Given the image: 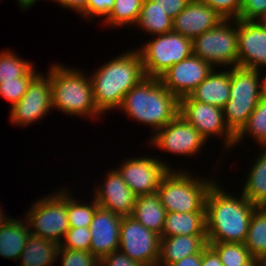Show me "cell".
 I'll list each match as a JSON object with an SVG mask.
<instances>
[{
    "mask_svg": "<svg viewBox=\"0 0 266 266\" xmlns=\"http://www.w3.org/2000/svg\"><path fill=\"white\" fill-rule=\"evenodd\" d=\"M257 208L242 194L233 197L215 182L205 200L207 242L244 243Z\"/></svg>",
    "mask_w": 266,
    "mask_h": 266,
    "instance_id": "cell-1",
    "label": "cell"
},
{
    "mask_svg": "<svg viewBox=\"0 0 266 266\" xmlns=\"http://www.w3.org/2000/svg\"><path fill=\"white\" fill-rule=\"evenodd\" d=\"M144 78L146 74L137 49L104 63L90 76L97 109L102 114L119 109L125 94Z\"/></svg>",
    "mask_w": 266,
    "mask_h": 266,
    "instance_id": "cell-2",
    "label": "cell"
},
{
    "mask_svg": "<svg viewBox=\"0 0 266 266\" xmlns=\"http://www.w3.org/2000/svg\"><path fill=\"white\" fill-rule=\"evenodd\" d=\"M119 110L156 132L179 114V99L159 78L146 77L125 94Z\"/></svg>",
    "mask_w": 266,
    "mask_h": 266,
    "instance_id": "cell-3",
    "label": "cell"
},
{
    "mask_svg": "<svg viewBox=\"0 0 266 266\" xmlns=\"http://www.w3.org/2000/svg\"><path fill=\"white\" fill-rule=\"evenodd\" d=\"M46 75L50 77L52 108L72 116L100 118L90 76L84 71L55 63Z\"/></svg>",
    "mask_w": 266,
    "mask_h": 266,
    "instance_id": "cell-4",
    "label": "cell"
},
{
    "mask_svg": "<svg viewBox=\"0 0 266 266\" xmlns=\"http://www.w3.org/2000/svg\"><path fill=\"white\" fill-rule=\"evenodd\" d=\"M190 174L172 169L162 177L157 193L167 213L206 212V196L216 181Z\"/></svg>",
    "mask_w": 266,
    "mask_h": 266,
    "instance_id": "cell-5",
    "label": "cell"
},
{
    "mask_svg": "<svg viewBox=\"0 0 266 266\" xmlns=\"http://www.w3.org/2000/svg\"><path fill=\"white\" fill-rule=\"evenodd\" d=\"M261 71L234 66L230 68V99L223 109L227 128L236 136L261 99Z\"/></svg>",
    "mask_w": 266,
    "mask_h": 266,
    "instance_id": "cell-6",
    "label": "cell"
},
{
    "mask_svg": "<svg viewBox=\"0 0 266 266\" xmlns=\"http://www.w3.org/2000/svg\"><path fill=\"white\" fill-rule=\"evenodd\" d=\"M24 216L31 230L30 234L60 245L62 237H65L69 229L65 187L54 195L51 193V195L37 199Z\"/></svg>",
    "mask_w": 266,
    "mask_h": 266,
    "instance_id": "cell-7",
    "label": "cell"
},
{
    "mask_svg": "<svg viewBox=\"0 0 266 266\" xmlns=\"http://www.w3.org/2000/svg\"><path fill=\"white\" fill-rule=\"evenodd\" d=\"M192 48L194 55L213 68L238 66L237 20H222L214 28L194 38Z\"/></svg>",
    "mask_w": 266,
    "mask_h": 266,
    "instance_id": "cell-8",
    "label": "cell"
},
{
    "mask_svg": "<svg viewBox=\"0 0 266 266\" xmlns=\"http://www.w3.org/2000/svg\"><path fill=\"white\" fill-rule=\"evenodd\" d=\"M137 49L146 77L159 78L172 65L193 54L192 40L177 32L155 35Z\"/></svg>",
    "mask_w": 266,
    "mask_h": 266,
    "instance_id": "cell-9",
    "label": "cell"
},
{
    "mask_svg": "<svg viewBox=\"0 0 266 266\" xmlns=\"http://www.w3.org/2000/svg\"><path fill=\"white\" fill-rule=\"evenodd\" d=\"M161 236L148 230L131 216H123L119 250L144 266H157Z\"/></svg>",
    "mask_w": 266,
    "mask_h": 266,
    "instance_id": "cell-10",
    "label": "cell"
},
{
    "mask_svg": "<svg viewBox=\"0 0 266 266\" xmlns=\"http://www.w3.org/2000/svg\"><path fill=\"white\" fill-rule=\"evenodd\" d=\"M179 114L205 139L212 135L224 139V149L234 147L235 136L227 128L223 109L207 103L192 100L189 96L179 99Z\"/></svg>",
    "mask_w": 266,
    "mask_h": 266,
    "instance_id": "cell-11",
    "label": "cell"
},
{
    "mask_svg": "<svg viewBox=\"0 0 266 266\" xmlns=\"http://www.w3.org/2000/svg\"><path fill=\"white\" fill-rule=\"evenodd\" d=\"M152 147L168 153L195 156L206 144V139L180 114L151 136Z\"/></svg>",
    "mask_w": 266,
    "mask_h": 266,
    "instance_id": "cell-12",
    "label": "cell"
},
{
    "mask_svg": "<svg viewBox=\"0 0 266 266\" xmlns=\"http://www.w3.org/2000/svg\"><path fill=\"white\" fill-rule=\"evenodd\" d=\"M115 169L136 196L157 193L162 177L172 170L159 158L144 156L128 158Z\"/></svg>",
    "mask_w": 266,
    "mask_h": 266,
    "instance_id": "cell-13",
    "label": "cell"
},
{
    "mask_svg": "<svg viewBox=\"0 0 266 266\" xmlns=\"http://www.w3.org/2000/svg\"><path fill=\"white\" fill-rule=\"evenodd\" d=\"M52 109L50 77L39 74L29 85L24 96L11 107V123L28 126L42 120Z\"/></svg>",
    "mask_w": 266,
    "mask_h": 266,
    "instance_id": "cell-14",
    "label": "cell"
},
{
    "mask_svg": "<svg viewBox=\"0 0 266 266\" xmlns=\"http://www.w3.org/2000/svg\"><path fill=\"white\" fill-rule=\"evenodd\" d=\"M213 69L208 62L192 54L172 65L159 80L166 89L181 99L189 96Z\"/></svg>",
    "mask_w": 266,
    "mask_h": 266,
    "instance_id": "cell-15",
    "label": "cell"
},
{
    "mask_svg": "<svg viewBox=\"0 0 266 266\" xmlns=\"http://www.w3.org/2000/svg\"><path fill=\"white\" fill-rule=\"evenodd\" d=\"M238 66L266 67V25L262 21L237 19Z\"/></svg>",
    "mask_w": 266,
    "mask_h": 266,
    "instance_id": "cell-16",
    "label": "cell"
},
{
    "mask_svg": "<svg viewBox=\"0 0 266 266\" xmlns=\"http://www.w3.org/2000/svg\"><path fill=\"white\" fill-rule=\"evenodd\" d=\"M122 216L97 207L90 224L91 244L89 251L101 260L109 253L119 250Z\"/></svg>",
    "mask_w": 266,
    "mask_h": 266,
    "instance_id": "cell-17",
    "label": "cell"
},
{
    "mask_svg": "<svg viewBox=\"0 0 266 266\" xmlns=\"http://www.w3.org/2000/svg\"><path fill=\"white\" fill-rule=\"evenodd\" d=\"M104 185L94 191V199L104 209L120 216H131L137 196L127 186L116 169L108 172Z\"/></svg>",
    "mask_w": 266,
    "mask_h": 266,
    "instance_id": "cell-18",
    "label": "cell"
},
{
    "mask_svg": "<svg viewBox=\"0 0 266 266\" xmlns=\"http://www.w3.org/2000/svg\"><path fill=\"white\" fill-rule=\"evenodd\" d=\"M224 20L215 10L198 0H191L172 20V31L193 40Z\"/></svg>",
    "mask_w": 266,
    "mask_h": 266,
    "instance_id": "cell-19",
    "label": "cell"
},
{
    "mask_svg": "<svg viewBox=\"0 0 266 266\" xmlns=\"http://www.w3.org/2000/svg\"><path fill=\"white\" fill-rule=\"evenodd\" d=\"M207 245V235L161 237L157 266H169L184 257L202 254Z\"/></svg>",
    "mask_w": 266,
    "mask_h": 266,
    "instance_id": "cell-20",
    "label": "cell"
},
{
    "mask_svg": "<svg viewBox=\"0 0 266 266\" xmlns=\"http://www.w3.org/2000/svg\"><path fill=\"white\" fill-rule=\"evenodd\" d=\"M212 72L190 93L189 97L202 103L223 108L230 99V68Z\"/></svg>",
    "mask_w": 266,
    "mask_h": 266,
    "instance_id": "cell-21",
    "label": "cell"
},
{
    "mask_svg": "<svg viewBox=\"0 0 266 266\" xmlns=\"http://www.w3.org/2000/svg\"><path fill=\"white\" fill-rule=\"evenodd\" d=\"M167 211L158 193L137 196L131 217L161 236Z\"/></svg>",
    "mask_w": 266,
    "mask_h": 266,
    "instance_id": "cell-22",
    "label": "cell"
},
{
    "mask_svg": "<svg viewBox=\"0 0 266 266\" xmlns=\"http://www.w3.org/2000/svg\"><path fill=\"white\" fill-rule=\"evenodd\" d=\"M179 235H207L206 212L167 213L161 237Z\"/></svg>",
    "mask_w": 266,
    "mask_h": 266,
    "instance_id": "cell-23",
    "label": "cell"
},
{
    "mask_svg": "<svg viewBox=\"0 0 266 266\" xmlns=\"http://www.w3.org/2000/svg\"><path fill=\"white\" fill-rule=\"evenodd\" d=\"M29 235L27 221L12 218L0 229V256L5 259L19 260Z\"/></svg>",
    "mask_w": 266,
    "mask_h": 266,
    "instance_id": "cell-24",
    "label": "cell"
},
{
    "mask_svg": "<svg viewBox=\"0 0 266 266\" xmlns=\"http://www.w3.org/2000/svg\"><path fill=\"white\" fill-rule=\"evenodd\" d=\"M60 245L30 234L19 261L21 266H52L58 260ZM21 259V260H20Z\"/></svg>",
    "mask_w": 266,
    "mask_h": 266,
    "instance_id": "cell-25",
    "label": "cell"
},
{
    "mask_svg": "<svg viewBox=\"0 0 266 266\" xmlns=\"http://www.w3.org/2000/svg\"><path fill=\"white\" fill-rule=\"evenodd\" d=\"M252 164L242 195L256 207H266V147Z\"/></svg>",
    "mask_w": 266,
    "mask_h": 266,
    "instance_id": "cell-26",
    "label": "cell"
},
{
    "mask_svg": "<svg viewBox=\"0 0 266 266\" xmlns=\"http://www.w3.org/2000/svg\"><path fill=\"white\" fill-rule=\"evenodd\" d=\"M172 20L153 0H144L135 25L154 37V35L171 32Z\"/></svg>",
    "mask_w": 266,
    "mask_h": 266,
    "instance_id": "cell-27",
    "label": "cell"
},
{
    "mask_svg": "<svg viewBox=\"0 0 266 266\" xmlns=\"http://www.w3.org/2000/svg\"><path fill=\"white\" fill-rule=\"evenodd\" d=\"M244 244L253 258L261 261L266 256V207L253 212Z\"/></svg>",
    "mask_w": 266,
    "mask_h": 266,
    "instance_id": "cell-28",
    "label": "cell"
},
{
    "mask_svg": "<svg viewBox=\"0 0 266 266\" xmlns=\"http://www.w3.org/2000/svg\"><path fill=\"white\" fill-rule=\"evenodd\" d=\"M248 134L262 147H266V99H260L242 130L235 136L234 147Z\"/></svg>",
    "mask_w": 266,
    "mask_h": 266,
    "instance_id": "cell-29",
    "label": "cell"
},
{
    "mask_svg": "<svg viewBox=\"0 0 266 266\" xmlns=\"http://www.w3.org/2000/svg\"><path fill=\"white\" fill-rule=\"evenodd\" d=\"M144 0H114V5L104 19L107 26L125 27L135 25L141 12Z\"/></svg>",
    "mask_w": 266,
    "mask_h": 266,
    "instance_id": "cell-30",
    "label": "cell"
},
{
    "mask_svg": "<svg viewBox=\"0 0 266 266\" xmlns=\"http://www.w3.org/2000/svg\"><path fill=\"white\" fill-rule=\"evenodd\" d=\"M71 192L67 189V214L69 228L90 227L95 211L99 206L94 197L91 203H82L73 198Z\"/></svg>",
    "mask_w": 266,
    "mask_h": 266,
    "instance_id": "cell-31",
    "label": "cell"
},
{
    "mask_svg": "<svg viewBox=\"0 0 266 266\" xmlns=\"http://www.w3.org/2000/svg\"><path fill=\"white\" fill-rule=\"evenodd\" d=\"M218 254L223 266L247 264L253 257L244 243L207 242Z\"/></svg>",
    "mask_w": 266,
    "mask_h": 266,
    "instance_id": "cell-32",
    "label": "cell"
},
{
    "mask_svg": "<svg viewBox=\"0 0 266 266\" xmlns=\"http://www.w3.org/2000/svg\"><path fill=\"white\" fill-rule=\"evenodd\" d=\"M33 63L21 59L9 50L0 52V83L25 76L32 68Z\"/></svg>",
    "mask_w": 266,
    "mask_h": 266,
    "instance_id": "cell-33",
    "label": "cell"
},
{
    "mask_svg": "<svg viewBox=\"0 0 266 266\" xmlns=\"http://www.w3.org/2000/svg\"><path fill=\"white\" fill-rule=\"evenodd\" d=\"M34 67L23 77L14 80L2 81L0 83V96L10 102L12 107L26 93L30 83L39 75Z\"/></svg>",
    "mask_w": 266,
    "mask_h": 266,
    "instance_id": "cell-34",
    "label": "cell"
},
{
    "mask_svg": "<svg viewBox=\"0 0 266 266\" xmlns=\"http://www.w3.org/2000/svg\"><path fill=\"white\" fill-rule=\"evenodd\" d=\"M64 239L60 248L89 251L91 244L90 227L69 228Z\"/></svg>",
    "mask_w": 266,
    "mask_h": 266,
    "instance_id": "cell-35",
    "label": "cell"
},
{
    "mask_svg": "<svg viewBox=\"0 0 266 266\" xmlns=\"http://www.w3.org/2000/svg\"><path fill=\"white\" fill-rule=\"evenodd\" d=\"M59 258H62V266H93L98 261L90 251L65 248H59L57 259Z\"/></svg>",
    "mask_w": 266,
    "mask_h": 266,
    "instance_id": "cell-36",
    "label": "cell"
},
{
    "mask_svg": "<svg viewBox=\"0 0 266 266\" xmlns=\"http://www.w3.org/2000/svg\"><path fill=\"white\" fill-rule=\"evenodd\" d=\"M215 10L224 20L240 18L241 0H198Z\"/></svg>",
    "mask_w": 266,
    "mask_h": 266,
    "instance_id": "cell-37",
    "label": "cell"
},
{
    "mask_svg": "<svg viewBox=\"0 0 266 266\" xmlns=\"http://www.w3.org/2000/svg\"><path fill=\"white\" fill-rule=\"evenodd\" d=\"M266 16V0H241L240 18L245 21H262Z\"/></svg>",
    "mask_w": 266,
    "mask_h": 266,
    "instance_id": "cell-38",
    "label": "cell"
},
{
    "mask_svg": "<svg viewBox=\"0 0 266 266\" xmlns=\"http://www.w3.org/2000/svg\"><path fill=\"white\" fill-rule=\"evenodd\" d=\"M114 5V0H87L86 9L80 14L81 16L91 19L94 16L105 18L108 16Z\"/></svg>",
    "mask_w": 266,
    "mask_h": 266,
    "instance_id": "cell-39",
    "label": "cell"
},
{
    "mask_svg": "<svg viewBox=\"0 0 266 266\" xmlns=\"http://www.w3.org/2000/svg\"><path fill=\"white\" fill-rule=\"evenodd\" d=\"M101 261L105 266H144L142 263L130 259L120 250L109 253L104 256Z\"/></svg>",
    "mask_w": 266,
    "mask_h": 266,
    "instance_id": "cell-40",
    "label": "cell"
},
{
    "mask_svg": "<svg viewBox=\"0 0 266 266\" xmlns=\"http://www.w3.org/2000/svg\"><path fill=\"white\" fill-rule=\"evenodd\" d=\"M172 19L178 16L191 0H153Z\"/></svg>",
    "mask_w": 266,
    "mask_h": 266,
    "instance_id": "cell-41",
    "label": "cell"
},
{
    "mask_svg": "<svg viewBox=\"0 0 266 266\" xmlns=\"http://www.w3.org/2000/svg\"><path fill=\"white\" fill-rule=\"evenodd\" d=\"M201 266H223L220 257L209 244L202 250Z\"/></svg>",
    "mask_w": 266,
    "mask_h": 266,
    "instance_id": "cell-42",
    "label": "cell"
},
{
    "mask_svg": "<svg viewBox=\"0 0 266 266\" xmlns=\"http://www.w3.org/2000/svg\"><path fill=\"white\" fill-rule=\"evenodd\" d=\"M55 3H59L63 8L72 9L80 14L86 9L87 0H53Z\"/></svg>",
    "mask_w": 266,
    "mask_h": 266,
    "instance_id": "cell-43",
    "label": "cell"
},
{
    "mask_svg": "<svg viewBox=\"0 0 266 266\" xmlns=\"http://www.w3.org/2000/svg\"><path fill=\"white\" fill-rule=\"evenodd\" d=\"M169 266H201V254H193L182 258Z\"/></svg>",
    "mask_w": 266,
    "mask_h": 266,
    "instance_id": "cell-44",
    "label": "cell"
},
{
    "mask_svg": "<svg viewBox=\"0 0 266 266\" xmlns=\"http://www.w3.org/2000/svg\"><path fill=\"white\" fill-rule=\"evenodd\" d=\"M38 0H18L19 7L21 9L26 10L32 7L34 3H36Z\"/></svg>",
    "mask_w": 266,
    "mask_h": 266,
    "instance_id": "cell-45",
    "label": "cell"
},
{
    "mask_svg": "<svg viewBox=\"0 0 266 266\" xmlns=\"http://www.w3.org/2000/svg\"><path fill=\"white\" fill-rule=\"evenodd\" d=\"M262 82H260L261 98L266 99V74H263Z\"/></svg>",
    "mask_w": 266,
    "mask_h": 266,
    "instance_id": "cell-46",
    "label": "cell"
},
{
    "mask_svg": "<svg viewBox=\"0 0 266 266\" xmlns=\"http://www.w3.org/2000/svg\"><path fill=\"white\" fill-rule=\"evenodd\" d=\"M13 217H7L4 215V211L0 207V229L7 224Z\"/></svg>",
    "mask_w": 266,
    "mask_h": 266,
    "instance_id": "cell-47",
    "label": "cell"
},
{
    "mask_svg": "<svg viewBox=\"0 0 266 266\" xmlns=\"http://www.w3.org/2000/svg\"><path fill=\"white\" fill-rule=\"evenodd\" d=\"M240 266H260V260L256 258H252L247 264L240 265Z\"/></svg>",
    "mask_w": 266,
    "mask_h": 266,
    "instance_id": "cell-48",
    "label": "cell"
},
{
    "mask_svg": "<svg viewBox=\"0 0 266 266\" xmlns=\"http://www.w3.org/2000/svg\"><path fill=\"white\" fill-rule=\"evenodd\" d=\"M93 266H105V265L101 260H98L97 262H95Z\"/></svg>",
    "mask_w": 266,
    "mask_h": 266,
    "instance_id": "cell-49",
    "label": "cell"
},
{
    "mask_svg": "<svg viewBox=\"0 0 266 266\" xmlns=\"http://www.w3.org/2000/svg\"><path fill=\"white\" fill-rule=\"evenodd\" d=\"M260 266H266V256L260 261Z\"/></svg>",
    "mask_w": 266,
    "mask_h": 266,
    "instance_id": "cell-50",
    "label": "cell"
},
{
    "mask_svg": "<svg viewBox=\"0 0 266 266\" xmlns=\"http://www.w3.org/2000/svg\"><path fill=\"white\" fill-rule=\"evenodd\" d=\"M262 22L266 25V16L262 19Z\"/></svg>",
    "mask_w": 266,
    "mask_h": 266,
    "instance_id": "cell-51",
    "label": "cell"
}]
</instances>
